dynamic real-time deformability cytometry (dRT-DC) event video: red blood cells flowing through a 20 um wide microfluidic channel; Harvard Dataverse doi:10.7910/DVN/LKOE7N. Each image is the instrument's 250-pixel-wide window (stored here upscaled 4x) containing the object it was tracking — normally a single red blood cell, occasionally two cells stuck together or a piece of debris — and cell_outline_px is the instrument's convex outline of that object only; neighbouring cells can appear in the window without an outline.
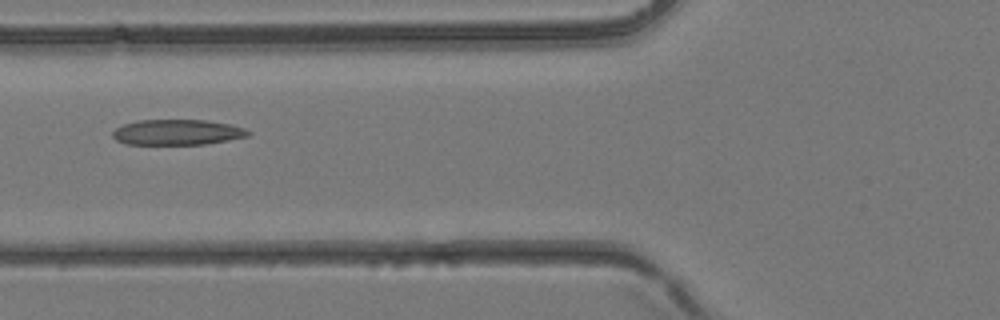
{"species": "common noctule bat (a hibernating species)", "species_latin": "Nyctalus noctula", "temperature_condition": "room temperature", "stored_images_in_passage": 6, "camera_frame_rate_fps": 3000, "um_per_image_px": 0.085, "animal": {"sex": "female", "body_mass_g": 24.6, "forearm_length_mm": 56.2}, "frame": {"image": 1, "passage_image": 4, "time_ms": 1.0, "image_size_px": [1000, 320], "cell_outline_px": [[252, 132], [248, 136], [228, 140], [204, 144], [128, 144], [116, 140], [112, 136], [112, 132], [116, 128], [124, 124], [140, 120], [204, 120], [232, 124], [244, 128]], "centroid_in_image_um": [15.09, 11.24], "position_along_channel_um": 110.7, "area_um2": 20.06}}